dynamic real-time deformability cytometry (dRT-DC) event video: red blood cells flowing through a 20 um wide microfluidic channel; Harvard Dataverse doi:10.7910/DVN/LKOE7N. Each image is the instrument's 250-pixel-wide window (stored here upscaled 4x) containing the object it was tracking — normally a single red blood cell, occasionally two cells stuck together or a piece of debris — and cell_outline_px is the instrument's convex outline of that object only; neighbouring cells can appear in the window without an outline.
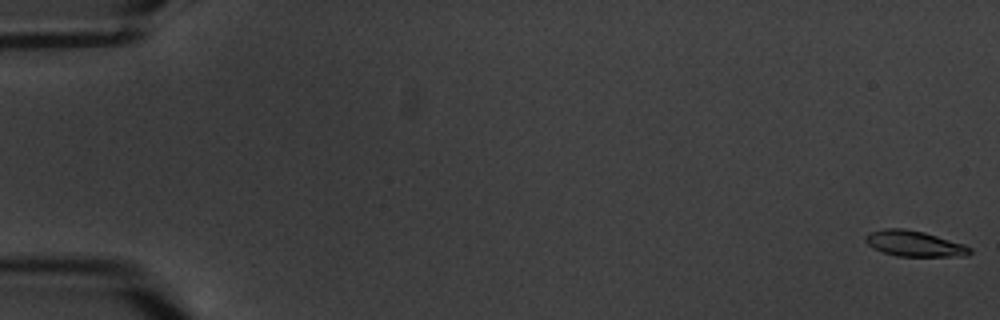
{"species": "common noctule bat (a hibernating species)", "species_latin": "Nyctalus noctula", "temperature_condition": "warm", "stored_images_in_passage": 7, "segment_of_instrument_passage": [2, 2], "camera_frame_rate_fps": 3000, "um_per_image_px": 0.085, "animal": {"sex": "male", "body_mass_g": 20.1, "forearm_length_mm": 53.5}, "frame": {"image": 1, "passage_image": 7, "time_ms": 7.667, "image_size_px": [1000, 320], "cell_outline_px": [[972, 252], [968, 256], [896, 256], [884, 252], [868, 244], [864, 240], [864, 236], [868, 232], [884, 228], [904, 228], [924, 232], [964, 244], [972, 248]], "centroid_in_image_um": [77.73, 20.7], "position_along_channel_um": 7.3, "area_um2": 15.66}}